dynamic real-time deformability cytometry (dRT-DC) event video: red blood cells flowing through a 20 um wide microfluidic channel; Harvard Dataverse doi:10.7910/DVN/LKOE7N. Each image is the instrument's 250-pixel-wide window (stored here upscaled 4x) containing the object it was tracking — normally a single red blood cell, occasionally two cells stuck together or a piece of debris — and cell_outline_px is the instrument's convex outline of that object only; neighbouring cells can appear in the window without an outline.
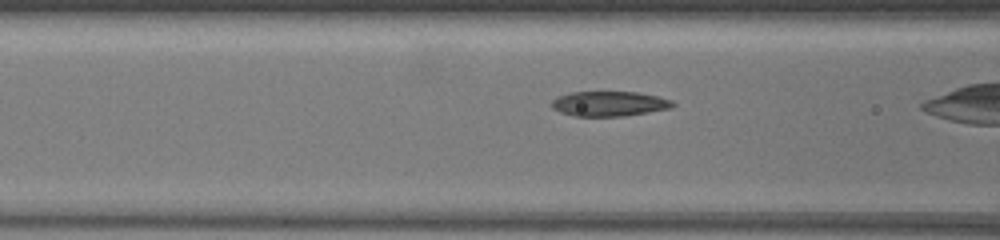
{"species": "common noctule bat (a hibernating species)", "species_latin": "Nyctalus noctula", "temperature_condition": "warm", "stored_images_in_passage": 30, "camera_frame_rate_fps": 3000, "um_per_image_px": 0.085, "animal": {"sex": "female", "body_mass_g": 19.5, "forearm_length_mm": 54.1}, "frame": {"image": 1, "passage_image": 6, "time_ms": 1.667, "image_size_px": [1000, 240], "cell_outline_px": [[676, 104], [672, 108], [624, 116], [576, 116], [560, 112], [552, 108], [552, 100], [556, 96], [572, 92], [636, 92], [656, 96], [672, 100]], "centroid_in_image_um": [51.78, 8.81], "position_along_channel_um": 114.8, "area_um2": 17.57}}
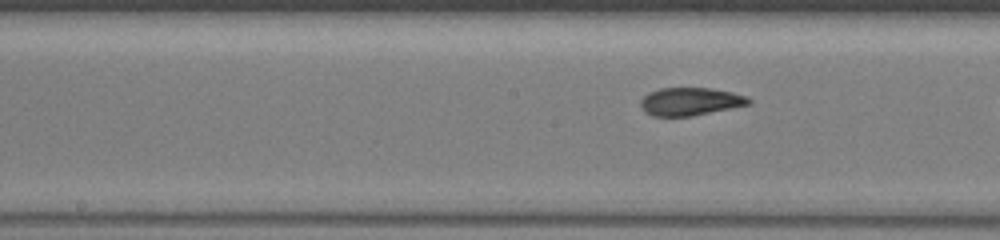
{"frame": {"image": 2, "passage_image": 13, "time_ms": 4.0, "image_size_px": [1000, 240], "cell_outline_px": [[752, 104], [692, 116], [652, 116], [644, 112], [640, 104], [640, 100], [648, 92], [660, 88], [712, 88], [732, 92], [748, 96], [752, 100]], "centroid_in_image_um": [58.69, 8.63], "position_along_channel_um": 189.5, "area_um2": 17.8}}
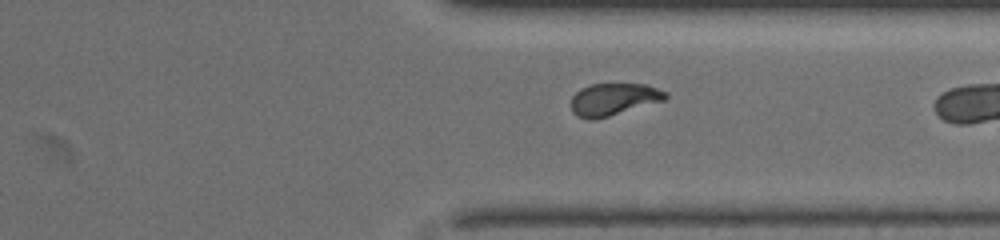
{"frame": {"image": 3, "passage_image": 29, "time_ms": 9.333, "image_size_px": [1000, 240], "cell_outline_px": [[668, 96], [664, 100], [596, 120], [588, 120], [576, 116], [572, 112], [572, 96], [580, 88], [592, 84], [648, 84], [668, 92]], "centroid_in_image_um": [52.15, 8.44], "position_along_channel_um": 359.3, "area_um2": 17.86}}